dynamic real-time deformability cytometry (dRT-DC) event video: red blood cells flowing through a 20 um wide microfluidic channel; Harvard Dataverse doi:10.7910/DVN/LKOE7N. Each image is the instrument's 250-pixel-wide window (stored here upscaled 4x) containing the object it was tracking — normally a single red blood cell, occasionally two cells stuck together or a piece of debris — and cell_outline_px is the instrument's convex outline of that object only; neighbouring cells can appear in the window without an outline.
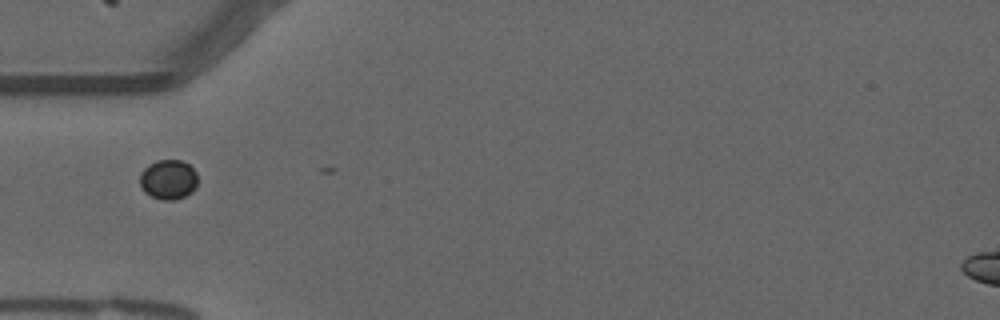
{"species": "common noctule bat (a hibernating species)", "species_latin": "Nyctalus noctula", "temperature_condition": "warm", "stored_images_in_passage": 3, "camera_frame_rate_fps": 3000, "um_per_image_px": 0.085, "animal": {"sex": "male", "forearm_length_mm": 52.5}, "frame": {"image": 1, "passage_image": 1, "time_ms": 0.0, "image_size_px": [1000, 320], "cell_outline_px": [[196, 188], [192, 192], [184, 196], [172, 200], [164, 200], [152, 196], [144, 192], [140, 184], [140, 172], [148, 164], [156, 160], [180, 160], [188, 164], [196, 172]], "centroid_in_image_um": [14.29, 15.25], "position_along_channel_um": 70.7, "area_um2": 13.35}}